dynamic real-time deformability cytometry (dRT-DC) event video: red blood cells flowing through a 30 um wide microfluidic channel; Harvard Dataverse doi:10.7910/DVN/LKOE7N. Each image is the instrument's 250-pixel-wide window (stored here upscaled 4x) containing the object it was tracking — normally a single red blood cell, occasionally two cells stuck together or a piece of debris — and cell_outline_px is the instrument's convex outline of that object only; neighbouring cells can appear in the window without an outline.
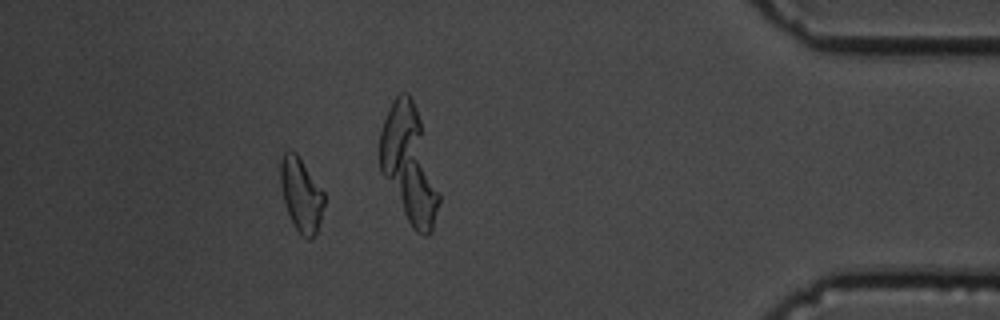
{"species": "common noctule bat (a hibernating species)", "species_latin": "Nyctalus noctula", "temperature_condition": "cold", "stored_images_in_passage": 41, "camera_frame_rate_fps": 3000, "um_per_image_px": 0.085, "animal": {"sex": "male", "body_mass_g": 19.5, "forearm_length_mm": 54.6}, "frame": {"image": 1, "passage_image": 35, "time_ms": 11.333, "image_size_px": [1000, 320], "cell_outline_px": [[324, 204], [320, 220], [316, 232], [312, 240], [308, 240], [300, 236], [292, 224], [284, 200], [280, 184], [280, 160], [284, 152], [288, 148], [296, 152], [324, 192]], "centroid_in_image_um": [25.58, 16.55], "position_along_channel_um": 409.6, "area_um2": 18.96}, "authors_computed_cell_mechanics": {"area_um2": 19.5364, "velocity_mm_per_s": 3.4803, "shape_relaxation_time_tau1_ms": 2.4081, "shape_relaxation_time_tau2_ms": 3.4407, "deformation_change_tau1": 0.0876, "deformation_change_tau2": 0.1127}}